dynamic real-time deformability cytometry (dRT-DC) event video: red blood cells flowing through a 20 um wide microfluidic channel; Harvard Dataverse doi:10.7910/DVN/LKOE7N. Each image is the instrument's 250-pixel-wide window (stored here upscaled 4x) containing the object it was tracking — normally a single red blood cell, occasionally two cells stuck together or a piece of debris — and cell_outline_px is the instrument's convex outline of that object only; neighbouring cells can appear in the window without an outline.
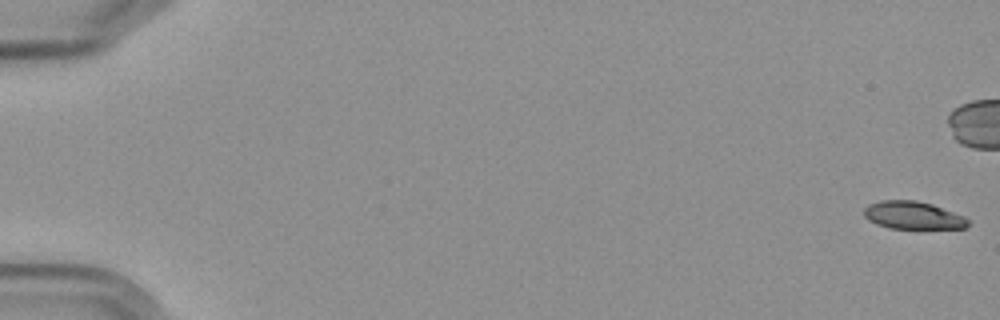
{"species": "Egyptian fruit bat (a non-hibernating species)", "species_latin": "Rousettus aegyptiacus", "temperature_condition": "cold", "stored_images_in_passage": 6, "camera_frame_rate_fps": 3000, "um_per_image_px": 0.085, "frame": {"image": 1, "passage_image": 1, "time_ms": 0.0, "image_size_px": [1000, 320], "cell_outline_px": [[968, 224], [964, 228], [888, 228], [876, 224], [868, 220], [864, 216], [864, 208], [868, 204], [880, 200], [916, 200], [932, 204], [964, 216], [968, 220]], "centroid_in_image_um": [77.55, 18.29], "position_along_channel_um": 7.4, "area_um2": 16.76}}